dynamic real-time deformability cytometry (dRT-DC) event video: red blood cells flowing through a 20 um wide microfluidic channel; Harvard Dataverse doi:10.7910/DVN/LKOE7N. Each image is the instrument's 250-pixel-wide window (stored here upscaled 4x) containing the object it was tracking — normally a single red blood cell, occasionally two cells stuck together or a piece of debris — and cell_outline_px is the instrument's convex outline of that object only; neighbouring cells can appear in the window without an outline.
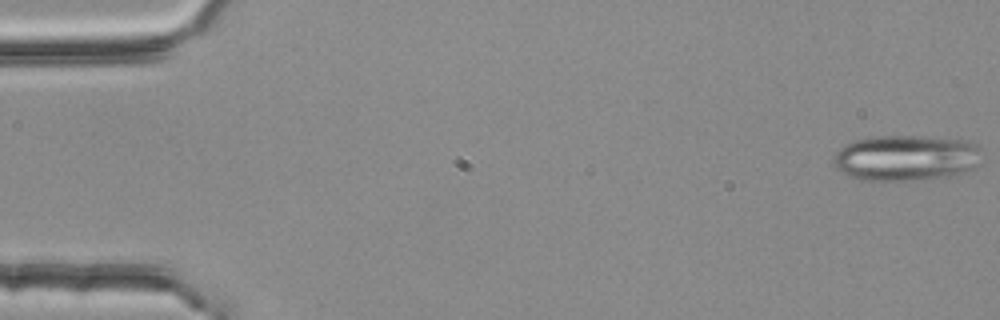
{"species": "common noctule bat (a hibernating species)", "species_latin": "Nyctalus noctula", "temperature_condition": "room temperature", "stored_images_in_passage": 4, "camera_frame_rate_fps": 3000, "um_per_image_px": 0.085, "animal": {"sex": "female", "body_mass_g": 25.1}, "frame": {"image": 1, "passage_image": 1, "time_ms": 0.0, "image_size_px": [1000, 320], "cell_outline_px": [[980, 164], [964, 172], [944, 176], [912, 180], [860, 180], [848, 176], [836, 168], [832, 160], [836, 152], [840, 148], [856, 140], [872, 136], [920, 136], [968, 140], [976, 144]], "centroid_in_image_um": [76.97, 13.41], "position_along_channel_um": 8.0, "area_um2": 39.3}}